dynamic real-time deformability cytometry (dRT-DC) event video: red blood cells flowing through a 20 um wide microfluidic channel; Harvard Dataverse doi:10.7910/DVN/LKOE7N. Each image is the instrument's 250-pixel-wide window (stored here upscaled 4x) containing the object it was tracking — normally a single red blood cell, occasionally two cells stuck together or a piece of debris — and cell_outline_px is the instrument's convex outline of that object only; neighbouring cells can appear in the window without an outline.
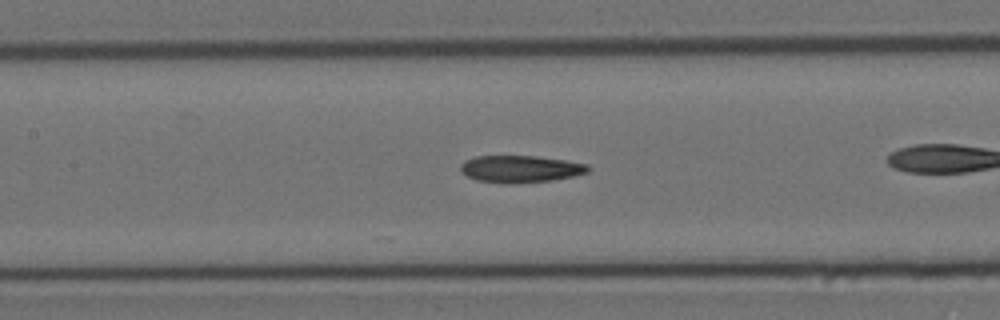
{"species": "Egyptian fruit bat (a non-hibernating species)", "species_latin": "Rousettus aegyptiacus", "temperature_condition": "cold", "stored_images_in_passage": 39, "camera_frame_rate_fps": 3000, "um_per_image_px": 0.085, "animal": {"sex": "female"}, "frame": {"image": 1, "passage_image": 12, "time_ms": 3.667, "image_size_px": [1000, 320], "cell_outline_px": [[592, 168], [588, 172], [572, 176], [552, 180], [516, 184], [504, 184], [476, 180], [460, 172], [460, 164], [464, 160], [476, 156], [536, 156], [564, 160], [588, 164]], "centroid_in_image_um": [44.21, 14.37], "position_along_channel_um": 163.2, "area_um2": 20.35}, "authors_computed_cell_mechanics": {"area_um2": 20.1144, "velocity_mm_per_s": 3.5287, "shape_relaxation_time_tau1_ms": null, "shape_relaxation_time_tau2_ms": 4.9292, "deformation_change_tau1": null, "deformation_change_tau2": 0.1437}}